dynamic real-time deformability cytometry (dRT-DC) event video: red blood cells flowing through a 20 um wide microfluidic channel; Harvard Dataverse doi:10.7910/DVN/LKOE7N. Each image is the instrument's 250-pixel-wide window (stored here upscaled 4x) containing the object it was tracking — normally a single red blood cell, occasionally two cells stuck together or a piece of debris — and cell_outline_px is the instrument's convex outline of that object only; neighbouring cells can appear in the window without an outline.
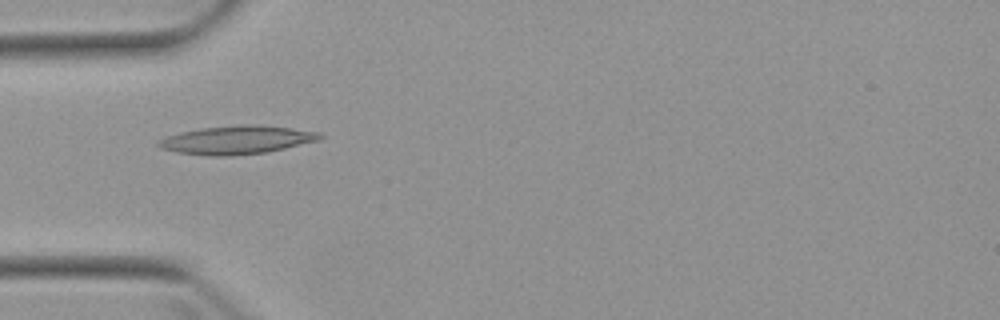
{"species": "Egyptian fruit bat (a non-hibernating species)", "species_latin": "Rousettus aegyptiacus", "temperature_condition": "warm", "stored_images_in_passage": 5, "camera_frame_rate_fps": 3000, "um_per_image_px": 0.085, "animal": {"sex": "female"}, "frame": {"image": 1, "passage_image": 3, "time_ms": 3.333, "image_size_px": [1000, 320], "cell_outline_px": [[324, 136], [320, 140], [284, 148], [264, 152], [232, 156], [208, 156], [176, 152], [160, 148], [156, 144], [156, 140], [180, 132], [200, 128], [240, 124], [260, 124], [292, 128], [320, 132]], "centroid_in_image_um": [20.11, 11.88], "position_along_channel_um": 64.9, "area_um2": 26.93}}
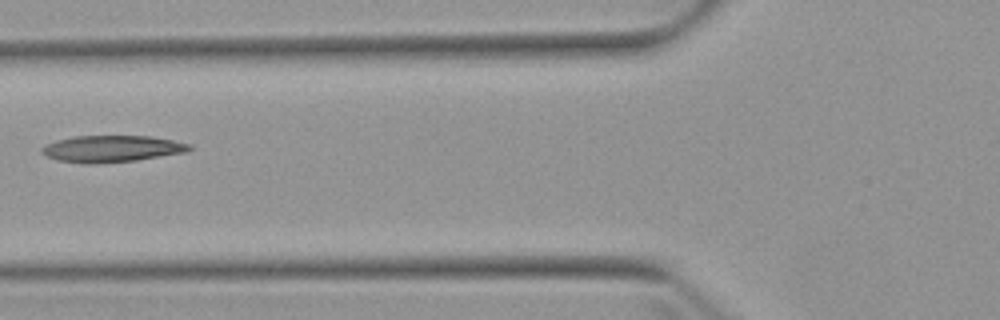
{"frame": {"image": 2, "passage_image": 4, "time_ms": 4.667, "image_size_px": [1000, 320], "cell_outline_px": [[192, 148], [188, 152], [136, 160], [88, 164], [84, 164], [56, 160], [40, 152], [40, 148], [44, 144], [56, 140], [72, 136], [152, 136], [192, 144]], "centroid_in_image_um": [9.48, 12.64], "position_along_channel_um": 116.3, "area_um2": 23.12}}
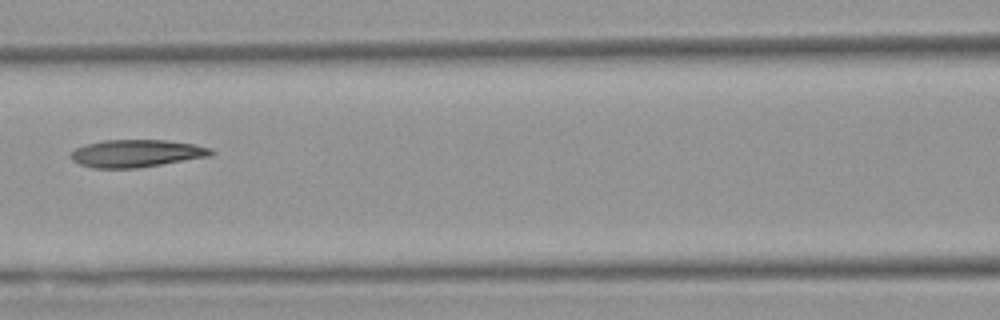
{"frame": {"image": 3, "passage_image": 5, "time_ms": 5.667, "image_size_px": [1000, 320], "cell_outline_px": [[216, 152], [212, 156], [136, 168], [92, 168], [80, 164], [72, 160], [68, 156], [76, 148], [84, 144], [104, 140], [164, 140], [192, 144], [212, 148]], "centroid_in_image_um": [11.59, 13.04], "position_along_channel_um": 155.0, "area_um2": 22.54}}